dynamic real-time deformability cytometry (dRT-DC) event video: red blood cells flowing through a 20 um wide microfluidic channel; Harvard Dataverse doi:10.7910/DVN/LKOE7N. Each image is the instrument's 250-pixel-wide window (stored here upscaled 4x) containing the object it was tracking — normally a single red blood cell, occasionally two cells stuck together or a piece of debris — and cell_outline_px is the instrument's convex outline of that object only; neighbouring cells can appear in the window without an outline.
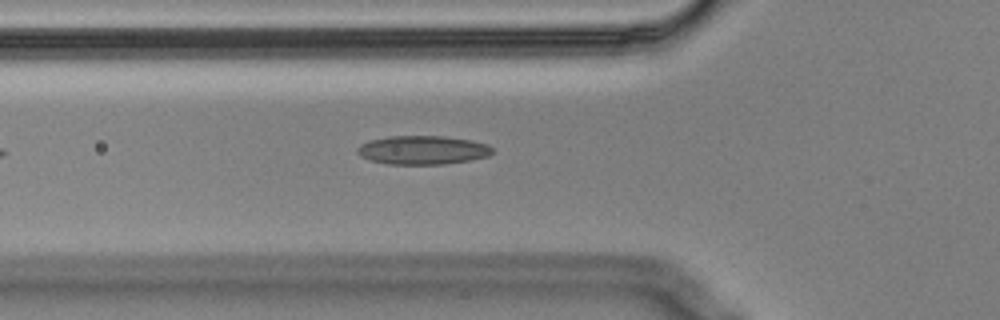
{"species": "Egyptian fruit bat (a non-hibernating species)", "species_latin": "Rousettus aegyptiacus", "temperature_condition": "cold", "stored_images_in_passage": 5, "camera_frame_rate_fps": 3000, "um_per_image_px": 0.085, "animal": {"sex": "male"}, "frame": {"image": 1, "passage_image": 5, "time_ms": 1.333, "image_size_px": [1000, 320], "cell_outline_px": [[492, 152], [488, 156], [468, 160], [444, 164], [388, 164], [372, 160], [360, 156], [356, 152], [356, 148], [360, 144], [372, 140], [388, 136], [444, 136], [472, 140], [488, 144], [492, 148]], "centroid_in_image_um": [35.92, 12.75], "position_along_channel_um": 89.9, "area_um2": 22.54}}